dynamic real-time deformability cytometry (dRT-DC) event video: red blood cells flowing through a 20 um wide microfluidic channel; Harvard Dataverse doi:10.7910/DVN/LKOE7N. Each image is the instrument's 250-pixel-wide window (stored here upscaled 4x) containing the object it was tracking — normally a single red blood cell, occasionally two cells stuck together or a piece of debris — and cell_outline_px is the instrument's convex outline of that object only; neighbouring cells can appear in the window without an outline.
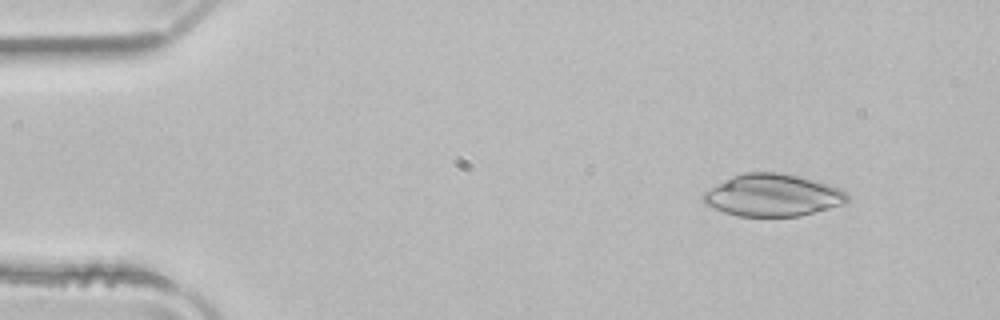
{"species": "common noctule bat (a hibernating species)", "species_latin": "Nyctalus noctula", "temperature_condition": "room temperature", "stored_images_in_passage": 47, "camera_frame_rate_fps": 3000, "um_per_image_px": 0.085, "animal": {"sex": "male", "body_mass_g": 21.5, "forearm_length_mm": 52.0}, "frame": {"image": 1, "passage_image": 2, "time_ms": 0.333, "image_size_px": [1000, 320], "cell_outline_px": [[848, 200], [844, 204], [800, 216], [736, 216], [724, 212], [704, 204], [700, 196], [704, 192], [716, 184], [732, 176], [744, 172], [780, 172], [800, 176], [816, 180], [840, 188], [848, 196]], "centroid_in_image_um": [65.65, 16.59], "position_along_channel_um": 19.4, "area_um2": 35.6}}
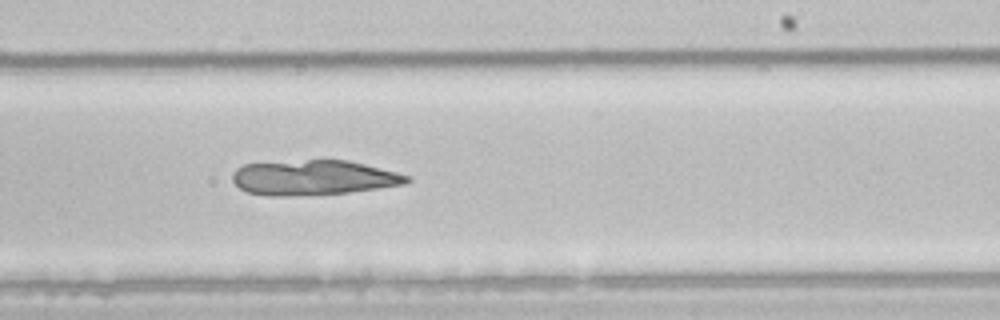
{"frame": {"image": 2, "passage_image": 27, "time_ms": 8.667, "image_size_px": [1000, 320], "cell_outline_px": [[412, 180], [404, 184], [348, 192], [288, 196], [268, 196], [248, 192], [240, 188], [232, 180], [232, 172], [236, 168], [244, 164], [308, 160], [348, 160], [396, 172], [408, 176]], "centroid_in_image_um": [26.61, 15.1], "position_along_channel_um": 262.4, "area_um2": 35.2}}
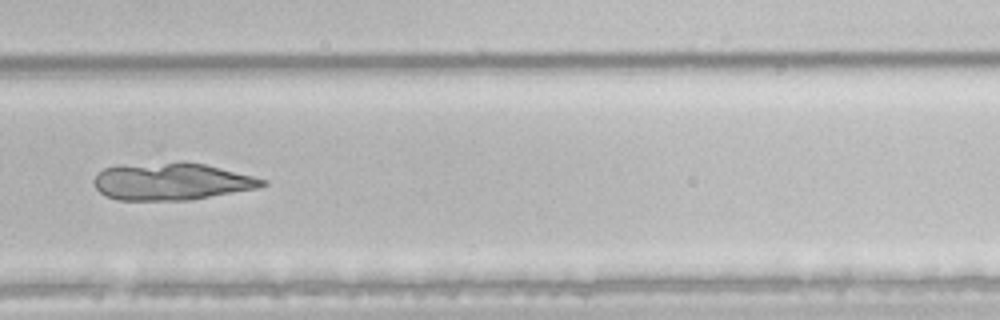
{"frame": {"image": 3, "passage_image": 31, "time_ms": 10.0, "image_size_px": [1000, 320], "cell_outline_px": [[268, 184], [256, 188], [192, 200], [116, 200], [100, 192], [92, 184], [92, 180], [96, 172], [104, 168], [120, 164], [180, 160], [184, 160], [204, 164], [268, 180]], "centroid_in_image_um": [14.51, 15.4], "position_along_channel_um": 315.3, "area_um2": 37.28}}